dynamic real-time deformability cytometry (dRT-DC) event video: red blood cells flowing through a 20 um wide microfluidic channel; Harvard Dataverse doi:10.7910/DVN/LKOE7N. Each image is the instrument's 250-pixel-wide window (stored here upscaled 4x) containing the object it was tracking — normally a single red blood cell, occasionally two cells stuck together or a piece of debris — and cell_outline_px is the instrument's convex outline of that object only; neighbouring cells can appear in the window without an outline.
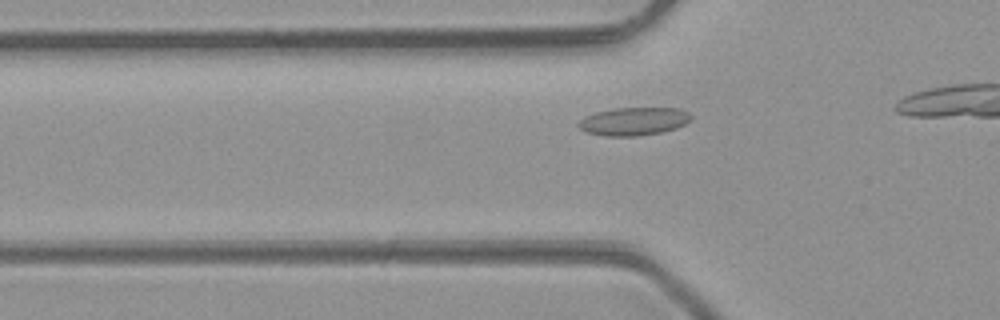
{"species": "common noctule bat (a hibernating species)", "species_latin": "Nyctalus noctula", "temperature_condition": "room temperature", "stored_images_in_passage": 7, "camera_frame_rate_fps": 3000, "um_per_image_px": 0.085, "animal": {"sex": "male", "body_mass_g": 23.1, "forearm_length_mm": 52.7}, "frame": {"image": 1, "passage_image": 2, "time_ms": 0.333, "image_size_px": [1000, 320], "cell_outline_px": [[692, 120], [676, 128], [660, 132], [636, 136], [604, 136], [588, 132], [580, 128], [576, 124], [584, 116], [596, 112], [612, 108], [680, 108], [688, 112], [692, 116]], "centroid_in_image_um": [53.87, 10.3], "position_along_channel_um": 71.9, "area_um2": 18.44}}
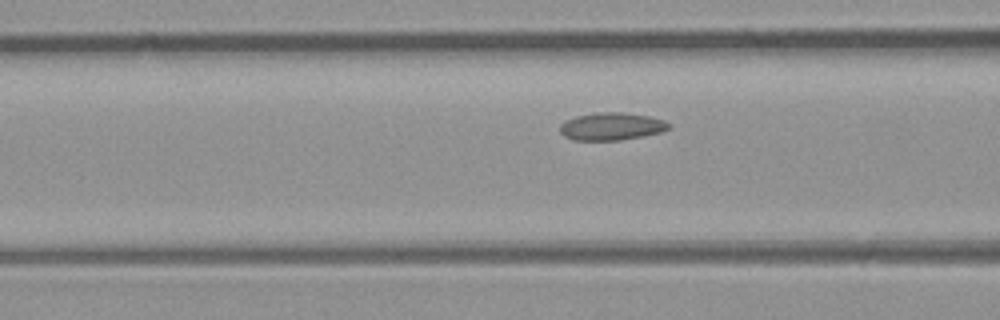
{"frame": {"image": 2, "passage_image": 5, "time_ms": 1.333, "image_size_px": [1000, 320], "cell_outline_px": [[672, 124], [668, 128], [660, 132], [620, 140], [572, 140], [564, 136], [560, 132], [560, 124], [564, 120], [576, 116], [596, 112], [620, 112], [648, 116], [664, 120]], "centroid_in_image_um": [51.93, 10.74], "position_along_channel_um": 114.7, "area_um2": 17.46}}